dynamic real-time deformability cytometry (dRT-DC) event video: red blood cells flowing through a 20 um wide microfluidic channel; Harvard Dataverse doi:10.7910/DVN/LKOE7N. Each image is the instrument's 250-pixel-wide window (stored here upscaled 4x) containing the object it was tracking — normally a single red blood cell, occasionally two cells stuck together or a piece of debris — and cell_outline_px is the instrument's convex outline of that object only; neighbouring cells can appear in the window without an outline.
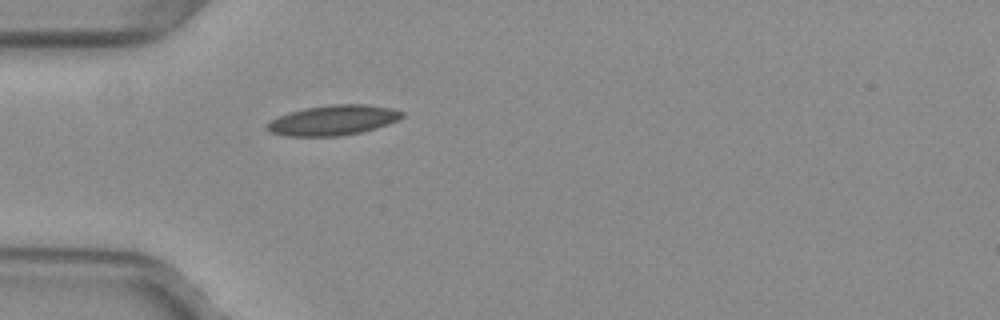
{"species": "common noctule bat (a hibernating species)", "species_latin": "Nyctalus noctula", "temperature_condition": "warm", "stored_images_in_passage": 4, "camera_frame_rate_fps": 3000, "um_per_image_px": 0.085, "animal": {"sex": "female", "body_mass_g": 29.2, "forearm_length_mm": 56.3}, "frame": {"image": 1, "passage_image": 1, "time_ms": 0.0, "image_size_px": [1000, 320], "cell_outline_px": [[404, 116], [388, 124], [376, 128], [360, 132], [340, 136], [288, 136], [268, 132], [264, 128], [264, 124], [288, 112], [304, 108], [332, 104], [368, 104], [392, 108], [404, 112]], "centroid_in_image_um": [28.29, 10.21], "position_along_channel_um": 56.7, "area_um2": 23.81}}